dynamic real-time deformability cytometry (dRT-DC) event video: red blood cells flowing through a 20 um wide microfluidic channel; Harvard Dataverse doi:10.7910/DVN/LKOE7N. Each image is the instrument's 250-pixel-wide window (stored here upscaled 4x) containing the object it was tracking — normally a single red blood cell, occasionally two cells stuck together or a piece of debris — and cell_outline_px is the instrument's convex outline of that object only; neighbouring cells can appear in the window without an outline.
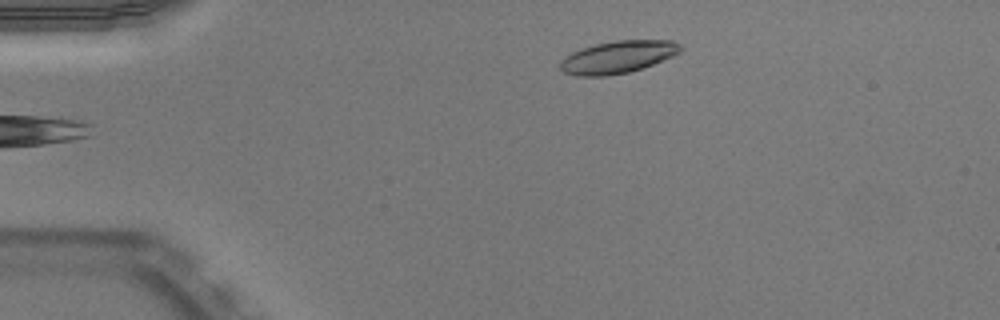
{"species": "Egyptian fruit bat (a non-hibernating species)", "species_latin": "Rousettus aegyptiacus", "temperature_condition": "warm", "stored_images_in_passage": 42, "camera_frame_rate_fps": 3000, "um_per_image_px": 0.085, "animal": {"sex": "male"}, "frame": {"image": 1, "passage_image": 1, "time_ms": 0.0, "image_size_px": [1000, 320], "cell_outline_px": [[684, 48], [680, 52], [672, 56], [644, 68], [628, 72], [608, 76], [580, 76], [564, 72], [560, 68], [560, 60], [564, 56], [572, 52], [596, 44], [616, 40], [672, 40], [680, 44]], "centroid_in_image_um": [52.53, 4.85], "position_along_channel_um": 32.5, "area_um2": 22.72}}
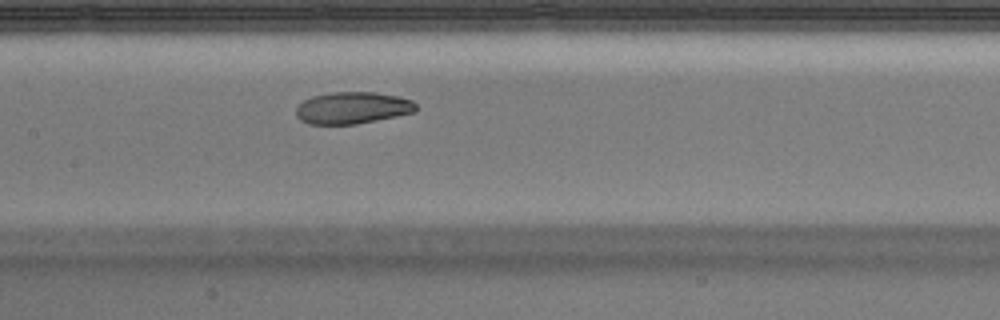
{"frame": {"image": 2, "passage_image": 16, "time_ms": 5.0, "image_size_px": [1000, 320], "cell_outline_px": [[416, 112], [356, 124], [308, 124], [300, 120], [296, 116], [296, 108], [304, 100], [312, 96], [332, 92], [376, 92], [400, 96], [412, 100], [416, 104]], "centroid_in_image_um": [29.97, 9.16], "position_along_channel_um": 177.4, "area_um2": 22.37}}
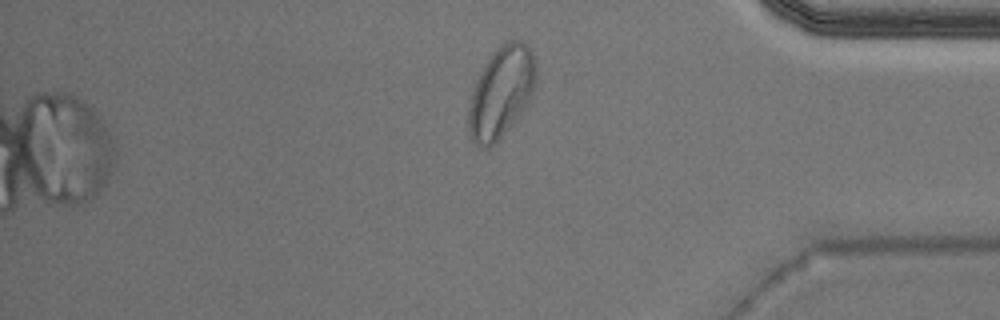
{"frame": {"image": 3, "passage_image": 34, "time_ms": 11.0, "image_size_px": [1000, 320], "cell_outline_px": [[536, 80], [532, 96], [516, 120], [488, 148], [480, 148], [472, 140], [468, 132], [468, 108], [472, 92], [476, 80], [480, 72], [492, 52], [500, 44], [508, 40], [520, 40], [532, 52], [536, 60]], "centroid_in_image_um": [42.59, 7.81], "position_along_channel_um": 392.6, "area_um2": 35.72}, "authors_computed_cell_mechanics": {"area_um2": 23.3223, "velocity_mm_per_s": 3.9454, "shape_relaxation_time_tau1_ms": 5.1295, "shape_relaxation_time_tau2_ms": 2.9482, "deformation_change_tau1": 0.1767, "deformation_change_tau2": 0.0699}}